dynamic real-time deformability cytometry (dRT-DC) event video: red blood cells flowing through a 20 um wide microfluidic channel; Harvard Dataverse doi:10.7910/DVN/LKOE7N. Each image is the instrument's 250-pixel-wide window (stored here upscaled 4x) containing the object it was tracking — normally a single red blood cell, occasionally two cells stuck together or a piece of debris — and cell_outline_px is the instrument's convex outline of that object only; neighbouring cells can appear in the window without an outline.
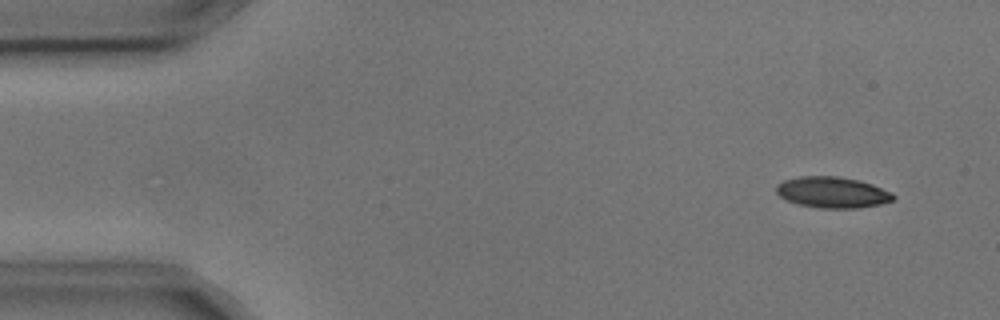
{"species": "common noctule bat (a hibernating species)", "species_latin": "Nyctalus noctula", "temperature_condition": "cold", "stored_images_in_passage": 4, "camera_frame_rate_fps": 3000, "um_per_image_px": 0.085, "animal": {"sex": "male", "body_mass_g": 17.9, "forearm_length_mm": 54.2}, "frame": {"image": 1, "passage_image": 1, "time_ms": 0.0, "image_size_px": [1000, 320], "cell_outline_px": [[896, 196], [892, 200], [880, 204], [860, 208], [820, 208], [800, 204], [784, 200], [776, 192], [776, 184], [784, 180], [800, 176], [840, 176], [860, 180], [872, 184], [892, 192]], "centroid_in_image_um": [70.75, 16.34], "position_along_channel_um": 14.2, "area_um2": 21.33}}
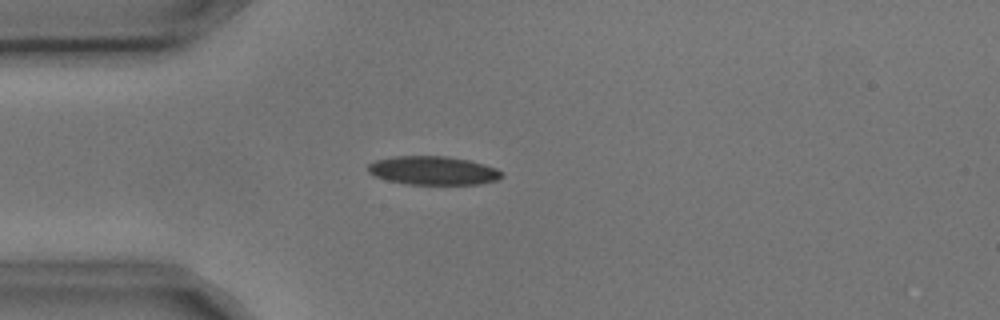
{"frame": {"image": 2, "passage_image": 3, "time_ms": 0.667, "image_size_px": [1000, 320], "cell_outline_px": [[504, 176], [496, 180], [480, 184], [408, 184], [388, 180], [372, 176], [368, 172], [368, 164], [376, 160], [392, 156], [444, 156], [468, 160], [484, 164], [496, 168], [504, 172]], "centroid_in_image_um": [36.81, 14.49], "position_along_channel_um": 48.2, "area_um2": 22.37}}